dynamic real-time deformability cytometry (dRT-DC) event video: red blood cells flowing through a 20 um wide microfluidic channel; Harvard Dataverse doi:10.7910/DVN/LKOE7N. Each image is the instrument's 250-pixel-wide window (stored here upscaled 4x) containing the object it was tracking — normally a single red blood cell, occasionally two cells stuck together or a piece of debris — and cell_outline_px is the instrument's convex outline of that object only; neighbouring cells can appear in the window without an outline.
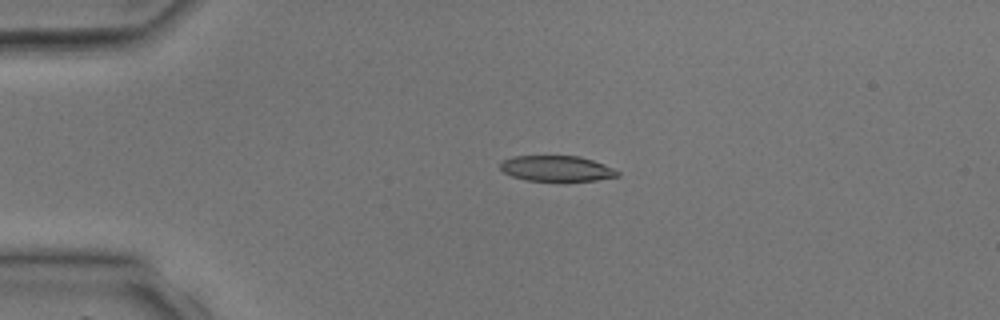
{"species": "common noctule bat (a hibernating species)", "species_latin": "Nyctalus noctula", "temperature_condition": "room temperature", "stored_images_in_passage": 2, "camera_frame_rate_fps": 3000, "um_per_image_px": 0.085, "animal": {"sex": "male", "body_mass_g": 17.9, "forearm_length_mm": 54.2}, "frame": {"image": 1, "passage_image": 1, "time_ms": 0.0, "image_size_px": [1000, 320], "cell_outline_px": [[620, 176], [596, 180], [528, 180], [512, 176], [504, 172], [500, 168], [500, 160], [512, 156], [580, 156], [604, 164], [620, 172]], "centroid_in_image_um": [47.3, 14.3], "position_along_channel_um": 37.7, "area_um2": 17.34}}